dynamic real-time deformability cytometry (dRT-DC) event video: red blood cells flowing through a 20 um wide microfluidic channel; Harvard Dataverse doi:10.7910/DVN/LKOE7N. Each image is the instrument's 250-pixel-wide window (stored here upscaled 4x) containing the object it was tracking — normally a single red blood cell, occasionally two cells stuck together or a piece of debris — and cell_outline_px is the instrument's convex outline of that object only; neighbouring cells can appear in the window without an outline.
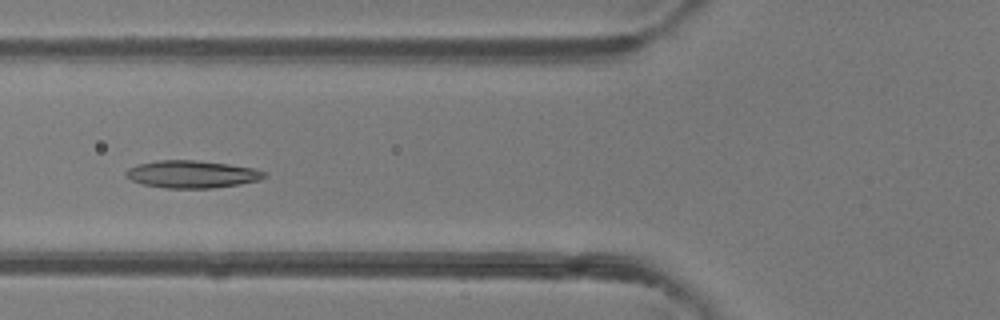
{"species": "common noctule bat (a hibernating species)", "species_latin": "Nyctalus noctula", "temperature_condition": "room temperature", "stored_images_in_passage": 36, "camera_frame_rate_fps": 3000, "um_per_image_px": 0.085, "animal": {"sex": "female"}, "frame": {"image": 1, "passage_image": 5, "time_ms": 1.333, "image_size_px": [1000, 320], "cell_outline_px": [[268, 176], [260, 180], [240, 184], [212, 188], [164, 188], [144, 184], [132, 180], [124, 176], [124, 172], [128, 168], [136, 164], [156, 160], [196, 160], [228, 164], [252, 168], [264, 172]], "centroid_in_image_um": [16.28, 14.8], "position_along_channel_um": 109.5, "area_um2": 22.2}}
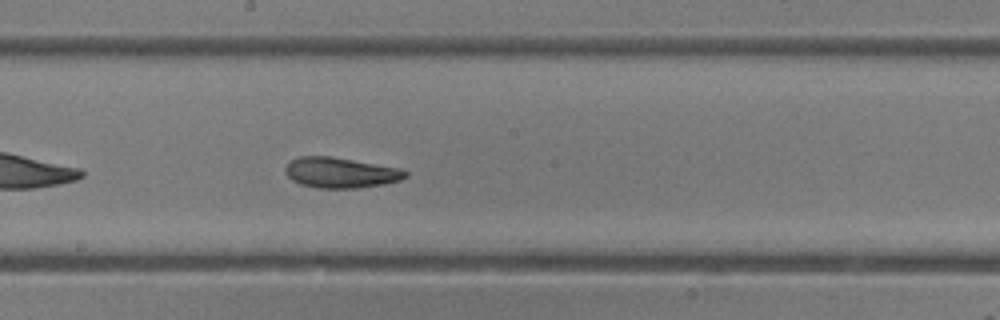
{"frame": {"image": 2, "passage_image": 13, "time_ms": 4.0, "image_size_px": [1000, 320], "cell_outline_px": [[408, 176], [400, 180], [384, 184], [356, 188], [316, 188], [300, 184], [292, 180], [284, 172], [284, 168], [292, 160], [300, 156], [332, 156], [400, 168], [408, 172]], "centroid_in_image_um": [28.95, 14.68], "position_along_channel_um": 219.3, "area_um2": 21.39}}
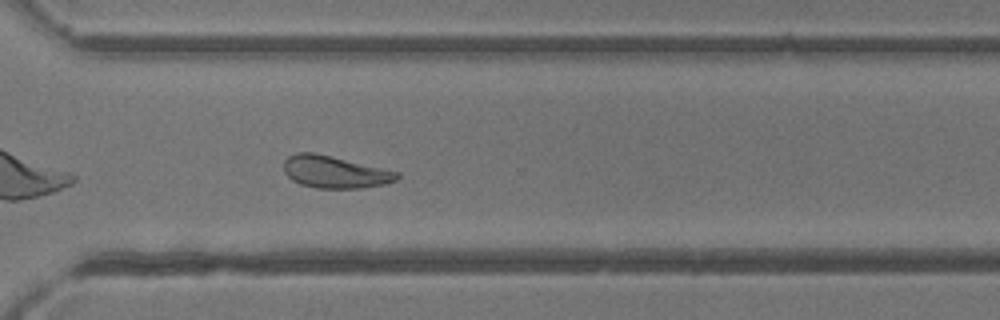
{"frame": {"image": 3, "passage_image": 22, "time_ms": 7.0, "image_size_px": [1000, 320], "cell_outline_px": [[400, 176], [396, 180], [384, 184], [360, 188], [316, 188], [300, 184], [292, 180], [284, 172], [284, 160], [288, 156], [296, 152], [312, 152], [332, 156], [400, 172]], "centroid_in_image_um": [28.44, 14.61], "position_along_channel_um": 342.2, "area_um2": 21.27}, "authors_computed_cell_mechanics": {"area_um2": 21.9929, "velocity_mm_per_s": 4.1083, "shape_relaxation_time_tau1_ms": 4.5571, "shape_relaxation_time_tau2_ms": 2.921, "deformation_change_tau1": 0.1437, "deformation_change_tau2": 0.1019}}